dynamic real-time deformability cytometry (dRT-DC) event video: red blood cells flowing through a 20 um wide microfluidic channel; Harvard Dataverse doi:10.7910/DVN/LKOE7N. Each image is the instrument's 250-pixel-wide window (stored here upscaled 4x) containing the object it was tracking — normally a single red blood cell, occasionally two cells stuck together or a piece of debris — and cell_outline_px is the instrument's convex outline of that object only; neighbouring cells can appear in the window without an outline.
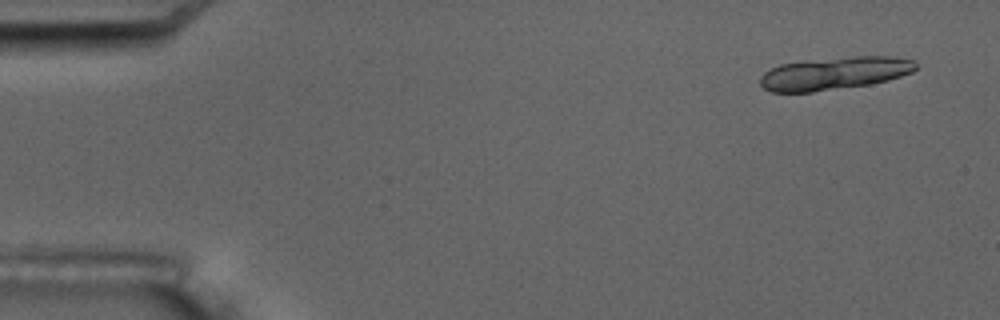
{"species": "common noctule bat (a hibernating species)", "species_latin": "Nyctalus noctula", "temperature_condition": "room temperature", "stored_images_in_passage": 6, "camera_frame_rate_fps": 3000, "um_per_image_px": 0.085, "animal": {"sex": "male", "body_mass_g": 17.5, "forearm_length_mm": 52.3}, "frame": {"image": 1, "passage_image": 1, "time_ms": 0.0, "image_size_px": [1000, 320], "cell_outline_px": [[916, 68], [912, 72], [888, 80], [868, 84], [812, 92], [772, 92], [764, 88], [760, 84], [760, 76], [764, 72], [780, 64], [856, 56], [896, 56], [912, 60], [916, 64]], "centroid_in_image_um": [70.93, 6.24], "position_along_channel_um": 14.1, "area_um2": 29.3}}